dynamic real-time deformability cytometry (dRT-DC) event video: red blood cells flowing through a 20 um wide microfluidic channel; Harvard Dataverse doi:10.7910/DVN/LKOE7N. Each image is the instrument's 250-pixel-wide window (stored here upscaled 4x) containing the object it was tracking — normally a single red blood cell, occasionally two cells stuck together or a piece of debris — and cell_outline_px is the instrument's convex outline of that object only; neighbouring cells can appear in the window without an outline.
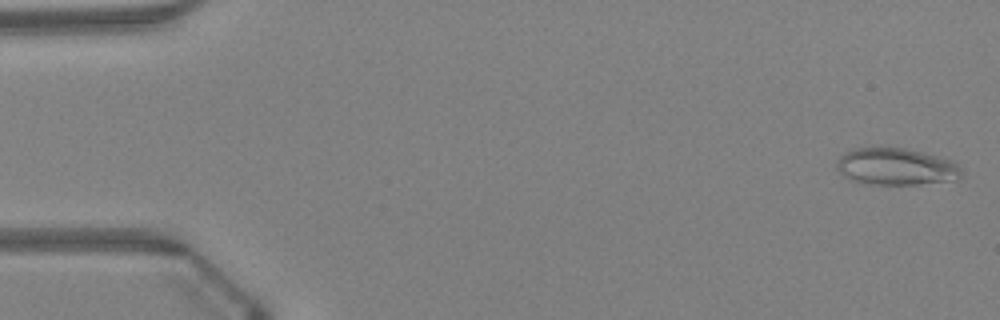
{"species": "Egyptian fruit bat (a non-hibernating species)", "species_latin": "Rousettus aegyptiacus", "temperature_condition": "warm", "stored_images_in_passage": 47, "camera_frame_rate_fps": 3000, "um_per_image_px": 0.085, "animal": {"sex": "female"}, "frame": {"image": 1, "passage_image": 1, "time_ms": 0.0, "image_size_px": [1000, 320], "cell_outline_px": [[960, 176], [956, 180], [916, 184], [876, 184], [856, 180], [840, 172], [836, 168], [836, 164], [840, 156], [856, 148], [904, 148], [924, 152], [952, 160], [960, 168]], "centroid_in_image_um": [76.21, 14.15], "position_along_channel_um": 8.8, "area_um2": 26.24}}
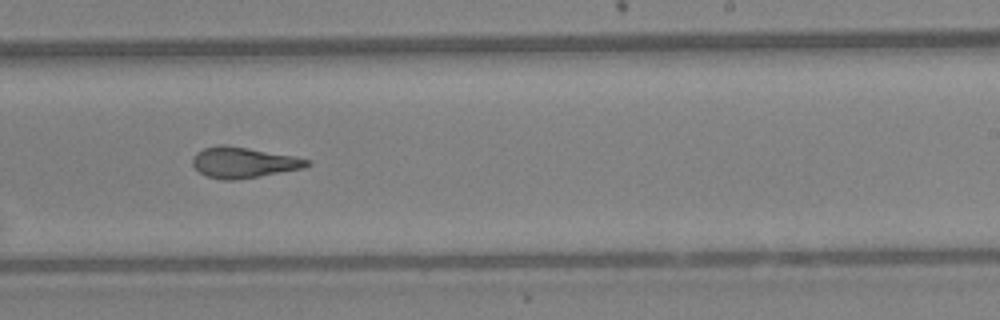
{"frame": {"image": 2, "passage_image": 29, "time_ms": 9.333, "image_size_px": [1000, 320], "cell_outline_px": [[312, 164], [304, 168], [260, 176], [236, 180], [224, 180], [208, 176], [200, 172], [192, 164], [192, 156], [196, 152], [204, 148], [216, 144], [224, 144], [248, 148], [292, 156], [308, 160]], "centroid_in_image_um": [20.66, 13.8], "position_along_channel_um": 268.3, "area_um2": 20.4}}
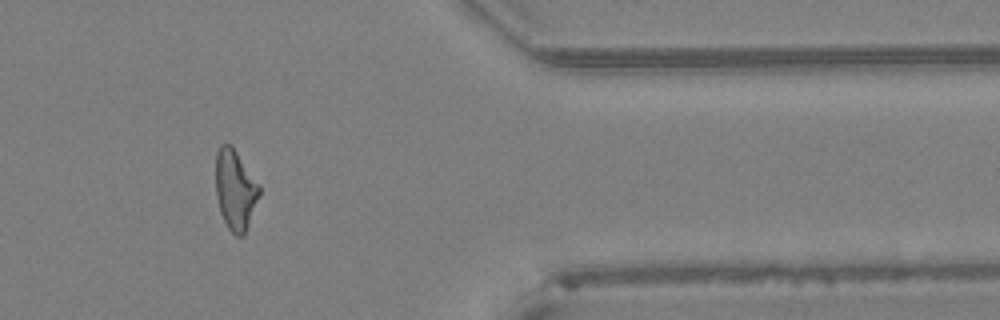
{"frame": {"image": 3, "passage_image": 39, "time_ms": 12.667, "image_size_px": [1000, 320], "cell_outline_px": [[260, 196], [244, 236], [236, 236], [228, 228], [220, 212], [216, 196], [216, 152], [220, 144], [232, 144], [260, 184]], "centroid_in_image_um": [20.01, 16.11], "position_along_channel_um": 391.4, "area_um2": 20.69}, "authors_computed_cell_mechanics": {"area_um2": 20.9236, "velocity_mm_per_s": 4.3302, "shape_relaxation_time_tau1_ms": null, "shape_relaxation_time_tau2_ms": 1.9132, "deformation_change_tau1": null, "deformation_change_tau2": 0.1145}}